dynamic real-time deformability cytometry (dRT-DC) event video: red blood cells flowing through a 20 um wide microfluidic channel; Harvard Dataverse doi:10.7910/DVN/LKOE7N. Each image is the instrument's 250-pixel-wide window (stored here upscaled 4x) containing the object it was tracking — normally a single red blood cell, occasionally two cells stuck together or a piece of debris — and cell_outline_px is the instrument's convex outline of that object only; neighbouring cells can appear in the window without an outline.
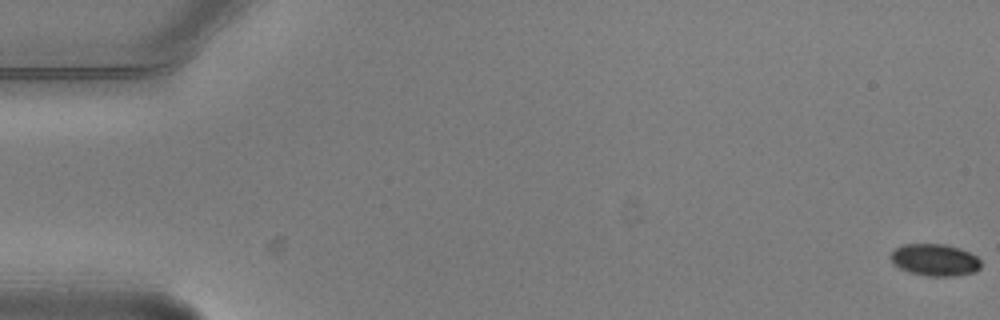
{"species": "common noctule bat (a hibernating species)", "species_latin": "Nyctalus noctula", "temperature_condition": "warm", "stored_images_in_passage": 5, "camera_frame_rate_fps": 3000, "um_per_image_px": 0.085, "animal": {"sex": "male", "body_mass_g": 20.5, "forearm_length_mm": 52.5}, "frame": {"image": 1, "passage_image": 1, "time_ms": 0.0, "image_size_px": [1000, 320], "cell_outline_px": [[980, 268], [976, 272], [952, 276], [928, 276], [908, 272], [892, 264], [892, 252], [896, 248], [904, 244], [944, 244], [960, 248], [976, 256], [980, 260]], "centroid_in_image_um": [79.47, 22.1], "position_along_channel_um": 5.5, "area_um2": 16.76}}
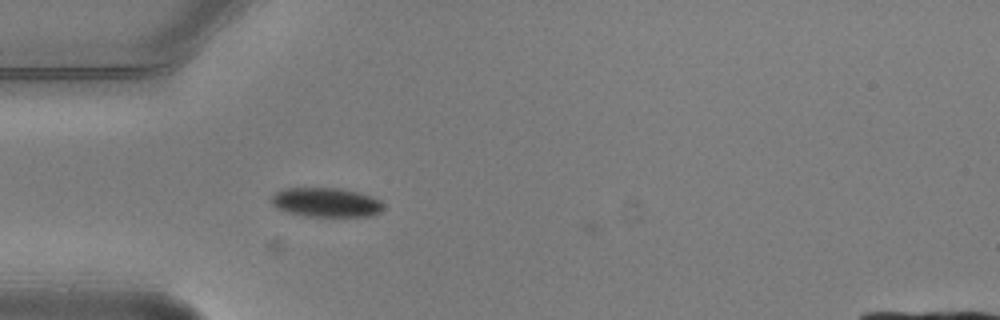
{"frame": {"image": 2, "passage_image": 5, "time_ms": 1.333, "image_size_px": [1000, 320], "cell_outline_px": [[384, 208], [380, 212], [372, 216], [308, 216], [288, 212], [272, 204], [272, 196], [276, 192], [284, 188], [340, 188], [360, 192], [372, 196], [380, 200], [384, 204]], "centroid_in_image_um": [27.78, 17.19], "position_along_channel_um": 57.2, "area_um2": 19.07}}